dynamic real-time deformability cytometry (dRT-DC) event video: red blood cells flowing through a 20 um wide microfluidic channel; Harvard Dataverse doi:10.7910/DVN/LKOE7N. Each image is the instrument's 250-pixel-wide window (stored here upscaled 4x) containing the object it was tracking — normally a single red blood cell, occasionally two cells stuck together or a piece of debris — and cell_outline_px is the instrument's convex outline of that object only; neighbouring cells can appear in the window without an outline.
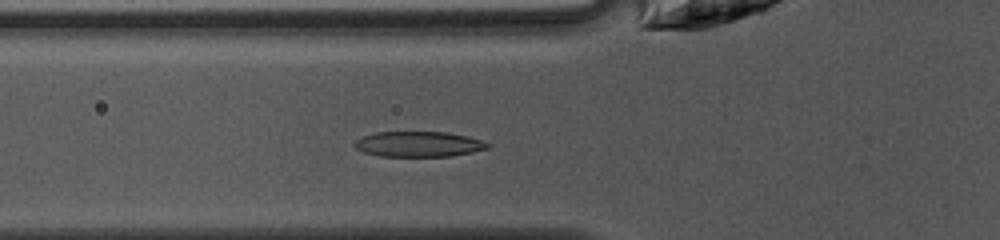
{"species": "common noctule bat (a hibernating species)", "species_latin": "Nyctalus noctula", "temperature_condition": "warm", "stored_images_in_passage": 35, "camera_frame_rate_fps": 3000, "um_per_image_px": 0.085, "animal": {"sex": "female", "body_mass_g": 10.0, "forearm_length_mm": 53.1}, "frame": {"image": 1, "passage_image": 4, "time_ms": 1.0, "image_size_px": [1000, 240], "cell_outline_px": [[492, 144], [488, 148], [472, 152], [452, 156], [380, 156], [364, 152], [356, 148], [352, 144], [356, 140], [364, 136], [376, 132], [448, 132], [468, 136], [484, 140]], "centroid_in_image_um": [35.63, 12.25], "position_along_channel_um": 90.2, "area_um2": 19.77}}
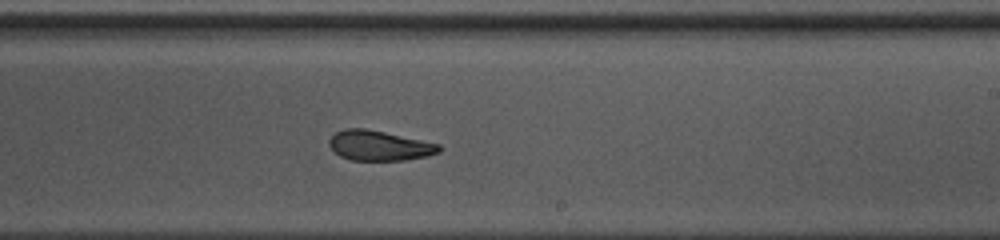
{"frame": {"image": 2, "passage_image": 16, "time_ms": 5.0, "image_size_px": [1000, 240], "cell_outline_px": [[440, 152], [428, 156], [404, 160], [352, 160], [340, 156], [328, 144], [328, 140], [336, 132], [344, 128], [364, 128], [384, 132], [440, 144]], "centroid_in_image_um": [32.23, 12.37], "position_along_channel_um": 256.8, "area_um2": 19.07}}
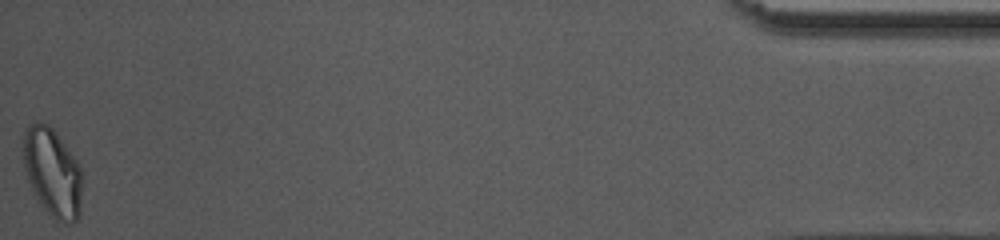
{"frame": {"image": 3, "passage_image": 35, "time_ms": 11.333, "image_size_px": [1000, 240], "cell_outline_px": [[80, 212], [76, 220], [72, 224], [64, 224], [56, 220], [44, 208], [32, 188], [28, 180], [24, 168], [24, 128], [28, 124], [36, 120], [40, 120], [48, 124], [52, 128], [76, 160], [80, 168]], "centroid_in_image_um": [4.43, 14.63], "position_along_channel_um": 430.8, "area_um2": 29.94}, "authors_computed_cell_mechanics": {"area_um2": 20.3456, "velocity_mm_per_s": 4.1469, "shape_relaxation_time_tau1_ms": 4.3249, "shape_relaxation_time_tau2_ms": 2.666, "deformation_change_tau1": 0.166, "deformation_change_tau2": 0.0869}}